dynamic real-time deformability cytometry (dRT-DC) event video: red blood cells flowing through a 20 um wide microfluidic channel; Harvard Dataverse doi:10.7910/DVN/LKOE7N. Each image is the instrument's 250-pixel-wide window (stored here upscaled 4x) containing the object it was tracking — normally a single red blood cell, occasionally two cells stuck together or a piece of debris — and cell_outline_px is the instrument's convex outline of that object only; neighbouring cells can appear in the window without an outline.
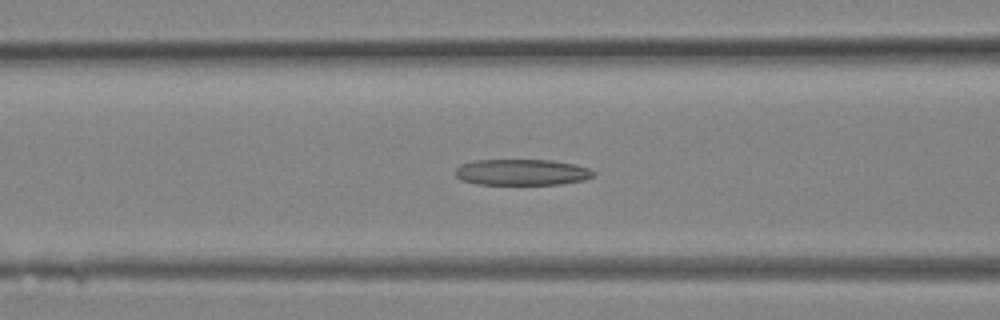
{"species": "Egyptian fruit bat (a non-hibernating species)", "species_latin": "Rousettus aegyptiacus", "temperature_condition": "room temperature", "stored_images_in_passage": 33, "segment_of_instrument_passage": [1, 2], "camera_frame_rate_fps": 3000, "um_per_image_px": 0.085, "animal": {"sex": "female"}, "frame": {"image": 1, "passage_image": 13, "time_ms": 4.0, "image_size_px": [1000, 320], "cell_outline_px": [[596, 172], [592, 176], [584, 180], [560, 184], [476, 184], [460, 180], [456, 176], [456, 168], [460, 164], [476, 160], [548, 160], [576, 164], [588, 168]], "centroid_in_image_um": [44.34, 14.64], "position_along_channel_um": 122.3, "area_um2": 20.98}}
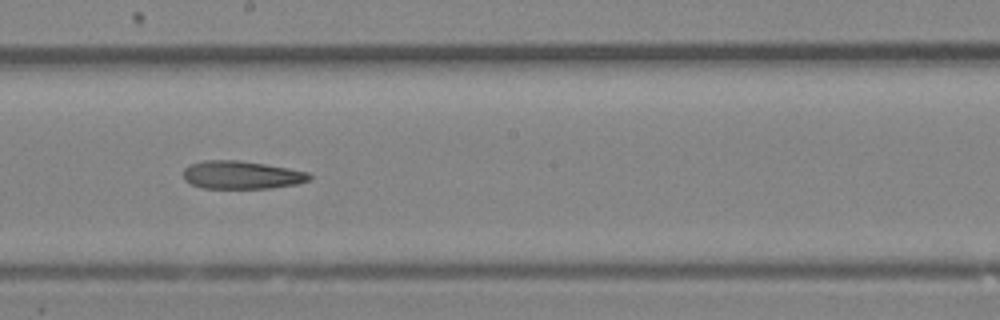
{"frame": {"image": 2, "passage_image": 18, "time_ms": 5.667, "image_size_px": [1000, 320], "cell_outline_px": [[312, 176], [308, 180], [296, 184], [272, 188], [200, 188], [184, 180], [184, 168], [188, 164], [204, 160], [236, 160], [264, 164], [288, 168], [308, 172]], "centroid_in_image_um": [20.5, 14.87], "position_along_channel_um": 227.7, "area_um2": 20.58}}
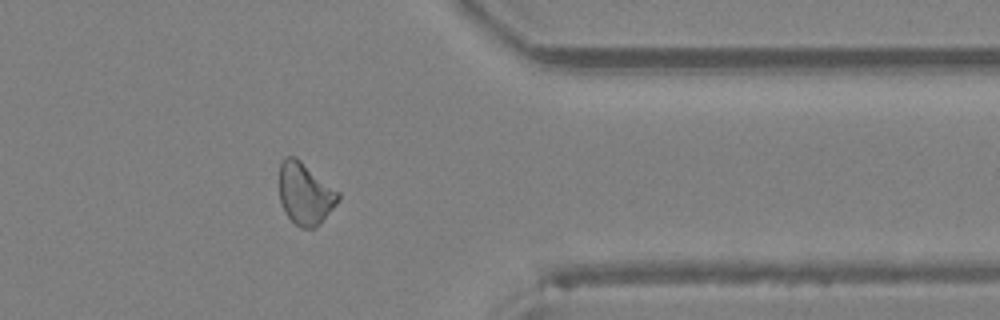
{"frame": {"image": 3, "passage_image": 26, "time_ms": 8.333, "image_size_px": [1000, 320], "cell_outline_px": [[340, 200], [320, 224], [316, 228], [300, 228], [288, 216], [280, 200], [280, 160], [284, 156], [296, 156], [340, 192]], "centroid_in_image_um": [25.96, 16.44], "position_along_channel_um": 385.4, "area_um2": 21.39}}